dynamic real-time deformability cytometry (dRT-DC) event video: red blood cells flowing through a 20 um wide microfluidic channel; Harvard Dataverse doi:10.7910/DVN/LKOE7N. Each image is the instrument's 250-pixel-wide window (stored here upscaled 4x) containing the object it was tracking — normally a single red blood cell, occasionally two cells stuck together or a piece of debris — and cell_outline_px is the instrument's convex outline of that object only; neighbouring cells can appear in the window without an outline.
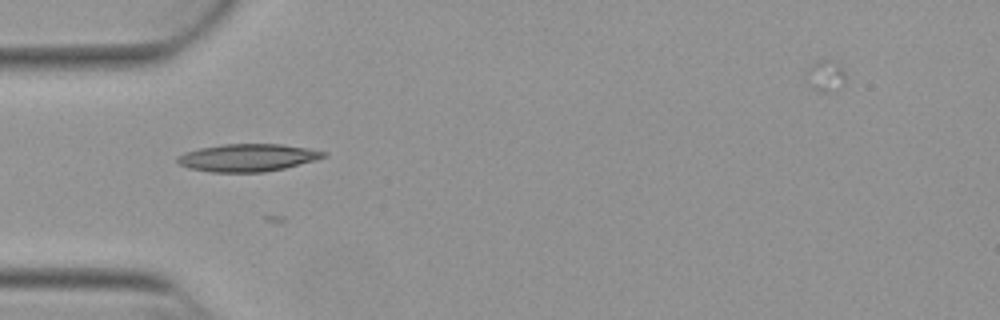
{"species": "Egyptian fruit bat (a non-hibernating species)", "species_latin": "Rousettus aegyptiacus", "temperature_condition": "warm", "stored_images_in_passage": 9, "camera_frame_rate_fps": 3000, "um_per_image_px": 0.085, "animal": {"sex": "female"}, "frame": {"image": 1, "passage_image": 3, "time_ms": 0.667, "image_size_px": [1000, 320], "cell_outline_px": [[328, 156], [316, 160], [284, 168], [264, 172], [212, 172], [188, 168], [180, 164], [176, 160], [176, 156], [184, 152], [200, 148], [224, 144], [280, 144], [308, 148], [328, 152]], "centroid_in_image_um": [21.06, 13.4], "position_along_channel_um": 63.9, "area_um2": 23.52}}
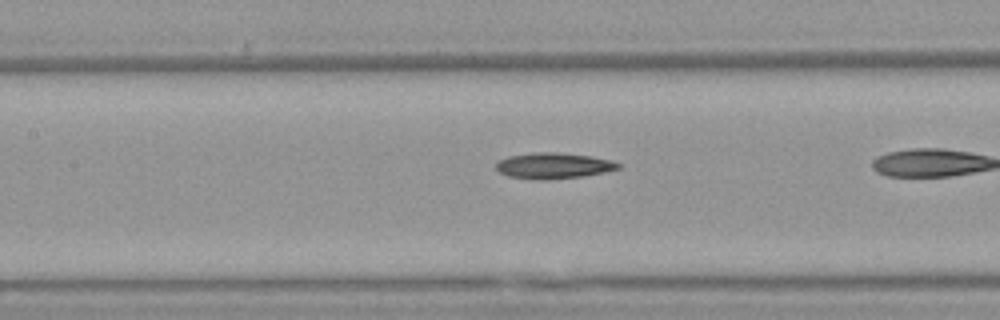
{"frame": {"image": 2, "passage_image": 8, "time_ms": 2.333, "image_size_px": [1000, 320], "cell_outline_px": [[620, 168], [604, 172], [584, 176], [548, 180], [536, 180], [508, 176], [500, 172], [496, 168], [496, 160], [508, 156], [536, 152], [560, 152], [592, 156], [612, 160], [620, 164]], "centroid_in_image_um": [47.03, 14.08], "position_along_channel_um": 160.4, "area_um2": 18.67}}